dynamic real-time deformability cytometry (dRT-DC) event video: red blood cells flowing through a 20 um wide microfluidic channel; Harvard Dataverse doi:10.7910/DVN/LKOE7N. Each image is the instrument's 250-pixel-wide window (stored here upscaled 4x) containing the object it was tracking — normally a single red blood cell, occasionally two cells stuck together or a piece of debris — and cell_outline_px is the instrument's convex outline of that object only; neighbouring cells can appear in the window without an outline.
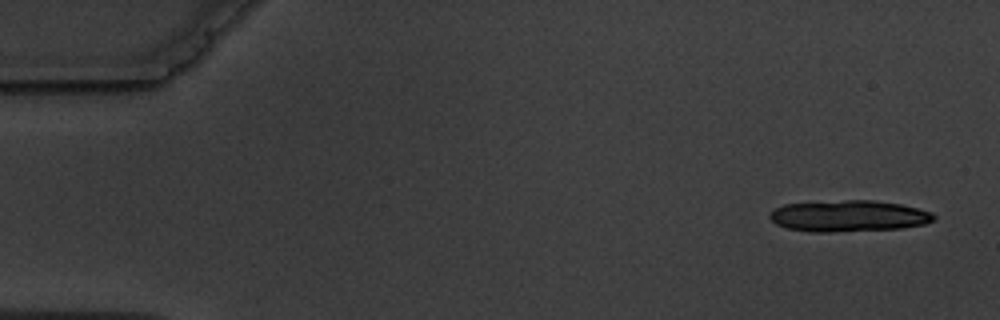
{"species": "common noctule bat (a hibernating species)", "species_latin": "Nyctalus noctula", "temperature_condition": "warm", "stored_images_in_passage": 9, "camera_frame_rate_fps": 3000, "um_per_image_px": 0.085, "animal": {"sex": "male", "body_mass_g": 19.5, "forearm_length_mm": 54.6}, "frame": {"image": 1, "passage_image": 1, "time_ms": 0.0, "image_size_px": [1000, 320], "cell_outline_px": [[936, 220], [924, 224], [900, 228], [828, 232], [808, 232], [788, 228], [776, 224], [768, 216], [768, 212], [784, 204], [844, 200], [872, 200], [900, 204], [932, 212], [936, 216]], "centroid_in_image_um": [72.12, 18.36], "position_along_channel_um": 12.9, "area_um2": 29.94}}
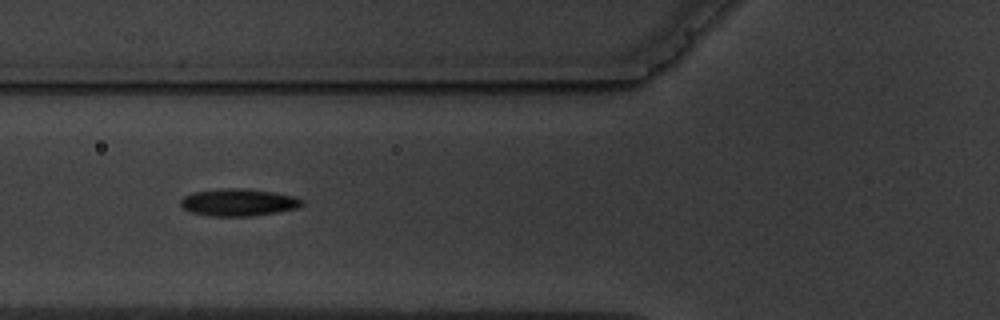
{"frame": {"image": 2, "passage_image": 6, "time_ms": 6.333, "image_size_px": [1000, 320], "cell_outline_px": [[304, 204], [296, 208], [276, 212], [252, 216], [208, 216], [188, 212], [180, 204], [180, 200], [184, 196], [192, 192], [220, 188], [236, 188], [276, 192], [296, 196], [304, 200]], "centroid_in_image_um": [20.25, 17.2], "position_along_channel_um": 105.5, "area_um2": 19.48}}
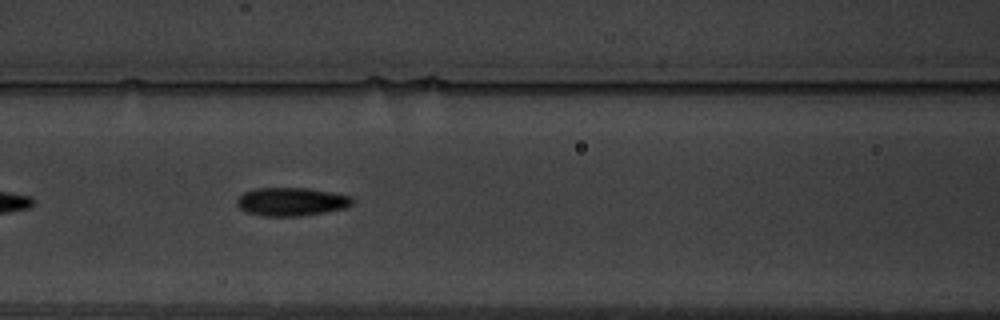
{"frame": {"image": 3, "passage_image": 7, "time_ms": 7.333, "image_size_px": [1000, 320], "cell_outline_px": [[352, 204], [344, 208], [324, 212], [300, 216], [260, 216], [248, 212], [240, 208], [236, 204], [236, 200], [244, 192], [256, 188], [308, 188], [332, 192], [352, 196]], "centroid_in_image_um": [24.75, 17.14], "position_along_channel_um": 141.8, "area_um2": 19.02}}